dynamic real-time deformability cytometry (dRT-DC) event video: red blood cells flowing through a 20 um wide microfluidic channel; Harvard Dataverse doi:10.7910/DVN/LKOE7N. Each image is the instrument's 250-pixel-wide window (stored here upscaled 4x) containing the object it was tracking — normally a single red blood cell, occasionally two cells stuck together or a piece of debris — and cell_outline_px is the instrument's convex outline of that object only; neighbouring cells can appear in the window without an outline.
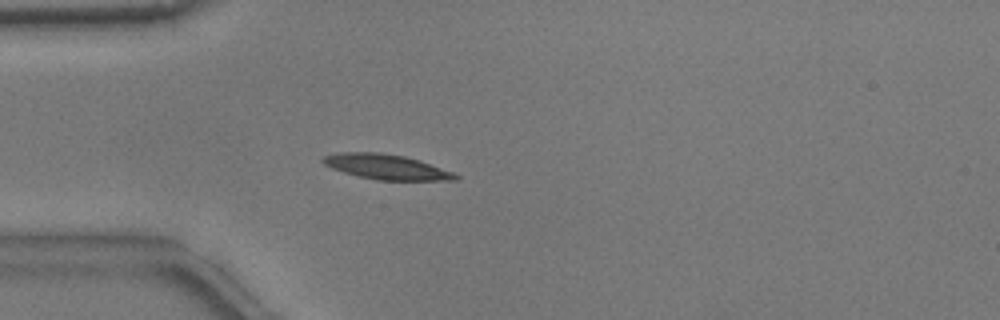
{"species": "common noctule bat (a hibernating species)", "species_latin": "Nyctalus noctula", "temperature_condition": "warm", "stored_images_in_passage": 53, "camera_frame_rate_fps": 3000, "um_per_image_px": 0.085, "animal": {"sex": "male", "body_mass_g": 17.9}, "frame": {"image": 1, "passage_image": 15, "time_ms": 4.667, "image_size_px": [1000, 320], "cell_outline_px": [[460, 176], [456, 180], [376, 180], [344, 172], [332, 168], [324, 164], [320, 160], [324, 156], [340, 152], [380, 152], [404, 156], [452, 172]], "centroid_in_image_um": [32.79, 14.18], "position_along_channel_um": 52.2, "area_um2": 18.96}}
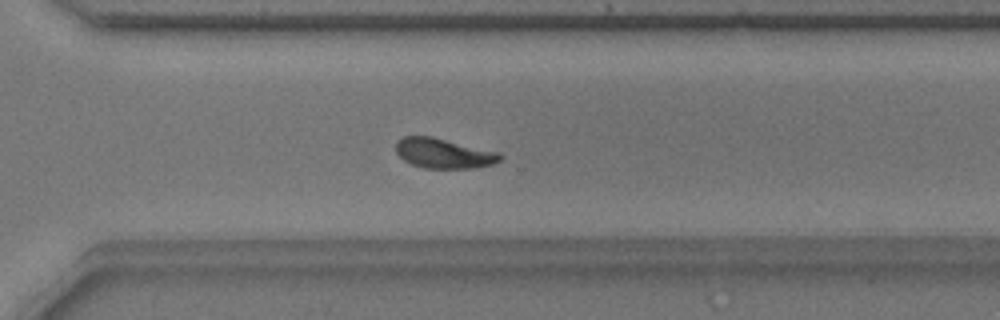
{"frame": {"image": 2, "passage_image": 38, "time_ms": 12.333, "image_size_px": [1000, 320], "cell_outline_px": [[504, 156], [500, 160], [492, 164], [476, 168], [424, 168], [412, 164], [404, 160], [396, 152], [396, 140], [404, 136], [432, 136], [500, 152]], "centroid_in_image_um": [37.73, 13.02], "position_along_channel_um": 332.9, "area_um2": 18.32}}
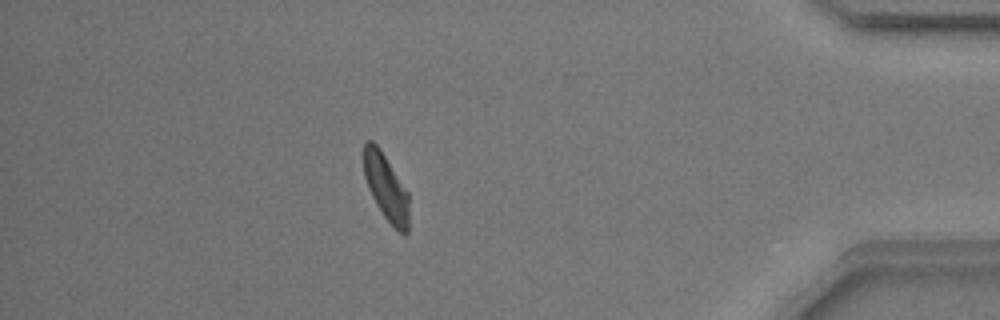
{"frame": {"image": 3, "passage_image": 47, "time_ms": 15.333, "image_size_px": [1000, 320], "cell_outline_px": [[408, 232], [404, 236], [384, 216], [376, 204], [368, 188], [364, 176], [364, 144], [368, 140], [372, 140], [380, 148], [408, 192]], "centroid_in_image_um": [32.81, 15.91], "position_along_channel_um": 402.4, "area_um2": 17.28}, "authors_computed_cell_mechanics": {"area_um2": 18.0336, "velocity_mm_per_s": 3.768, "shape_relaxation_time_tau1_ms": 3.002, "shape_relaxation_time_tau2_ms": 2.3919, "deformation_change_tau1": 0.1227, "deformation_change_tau2": 0.0834}}